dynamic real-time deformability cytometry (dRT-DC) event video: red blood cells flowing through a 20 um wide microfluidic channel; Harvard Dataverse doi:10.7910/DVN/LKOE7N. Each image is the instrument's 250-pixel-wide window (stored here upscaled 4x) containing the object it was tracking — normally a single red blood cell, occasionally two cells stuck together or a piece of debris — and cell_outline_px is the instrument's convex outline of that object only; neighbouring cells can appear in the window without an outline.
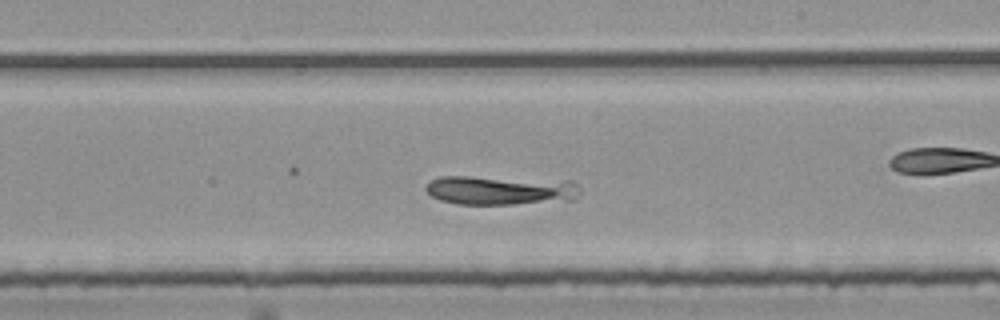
{"species": "common noctule bat (a hibernating species)", "species_latin": "Nyctalus noctula", "temperature_condition": "room temperature", "stored_images_in_passage": 48, "camera_frame_rate_fps": 3000, "um_per_image_px": 0.085, "animal": {"sex": "female", "body_mass_g": 25.1}, "frame": {"image": 1, "passage_image": 27, "time_ms": 8.667, "image_size_px": [1000, 320], "cell_outline_px": [[580, 196], [576, 200], [512, 204], [456, 204], [440, 200], [432, 196], [424, 188], [432, 180], [440, 176], [468, 176], [572, 180], [580, 184]], "centroid_in_image_um": [42.64, 16.16], "position_along_channel_um": 246.4, "area_um2": 26.76}}